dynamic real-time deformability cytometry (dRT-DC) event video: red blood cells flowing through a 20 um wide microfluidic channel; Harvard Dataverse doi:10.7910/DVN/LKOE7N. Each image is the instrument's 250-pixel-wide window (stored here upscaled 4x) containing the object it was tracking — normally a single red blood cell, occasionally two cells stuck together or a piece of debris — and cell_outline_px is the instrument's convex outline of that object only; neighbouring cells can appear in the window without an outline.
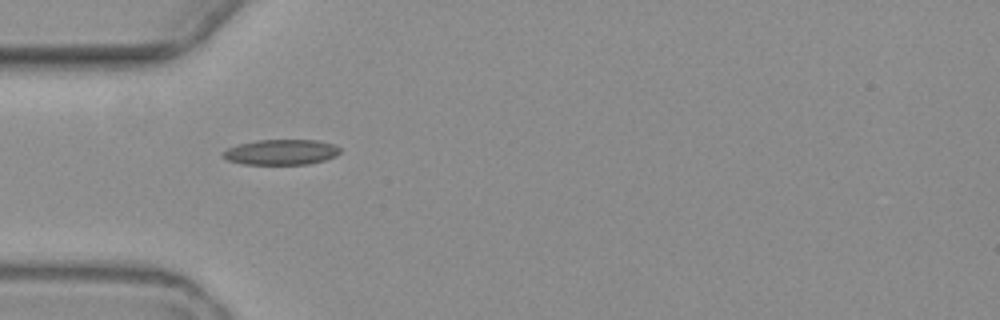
{"species": "common noctule bat (a hibernating species)", "species_latin": "Nyctalus noctula", "temperature_condition": "warm", "stored_images_in_passage": 6, "camera_frame_rate_fps": 3000, "um_per_image_px": 0.085, "animal": {"sex": "female", "body_mass_g": 19.3, "forearm_length_mm": 54.1}, "frame": {"image": 1, "passage_image": 1, "time_ms": 0.0, "image_size_px": [1000, 320], "cell_outline_px": [[340, 152], [336, 156], [324, 160], [308, 164], [244, 164], [228, 160], [220, 156], [220, 152], [228, 148], [240, 144], [256, 140], [316, 140], [336, 144], [340, 148]], "centroid_in_image_um": [23.89, 12.93], "position_along_channel_um": 61.1, "area_um2": 17.4}}
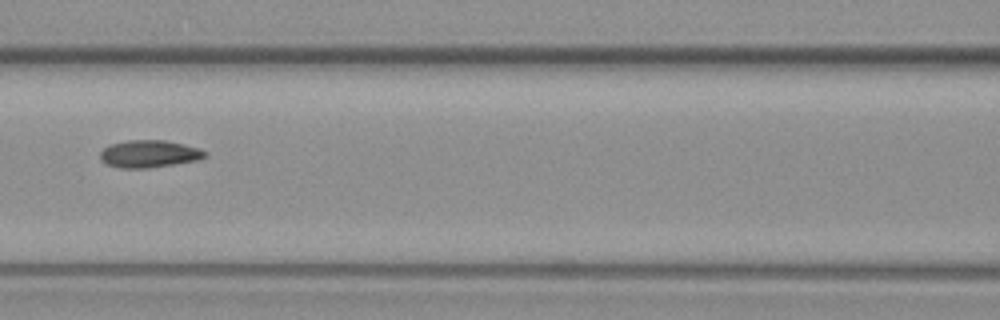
{"frame": {"image": 2, "passage_image": 3, "time_ms": 2.667, "image_size_px": [1000, 320], "cell_outline_px": [[208, 156], [196, 160], [148, 168], [120, 168], [104, 164], [100, 160], [100, 152], [108, 144], [128, 140], [164, 140], [184, 144], [200, 148], [208, 152]], "centroid_in_image_um": [12.65, 13.07], "position_along_channel_um": 153.9, "area_um2": 16.88}}
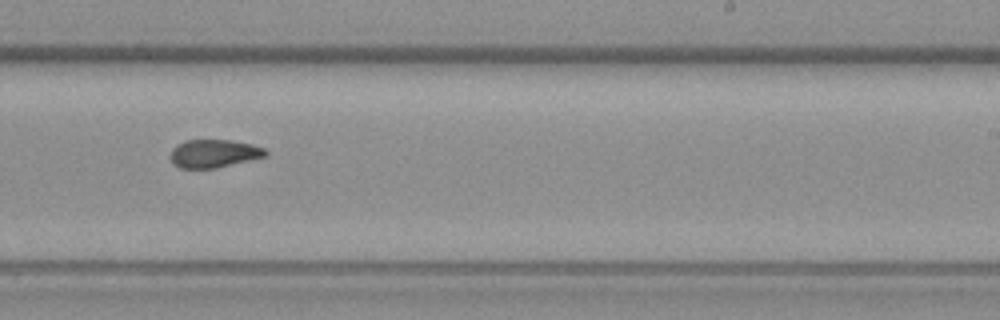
{"frame": {"image": 3, "passage_image": 6, "time_ms": 6.0, "image_size_px": [1000, 320], "cell_outline_px": [[268, 156], [216, 168], [180, 168], [172, 164], [172, 148], [176, 144], [184, 140], [232, 140], [252, 144], [264, 148], [268, 152]], "centroid_in_image_um": [18.2, 13.04], "position_along_channel_um": 270.8, "area_um2": 15.66}}